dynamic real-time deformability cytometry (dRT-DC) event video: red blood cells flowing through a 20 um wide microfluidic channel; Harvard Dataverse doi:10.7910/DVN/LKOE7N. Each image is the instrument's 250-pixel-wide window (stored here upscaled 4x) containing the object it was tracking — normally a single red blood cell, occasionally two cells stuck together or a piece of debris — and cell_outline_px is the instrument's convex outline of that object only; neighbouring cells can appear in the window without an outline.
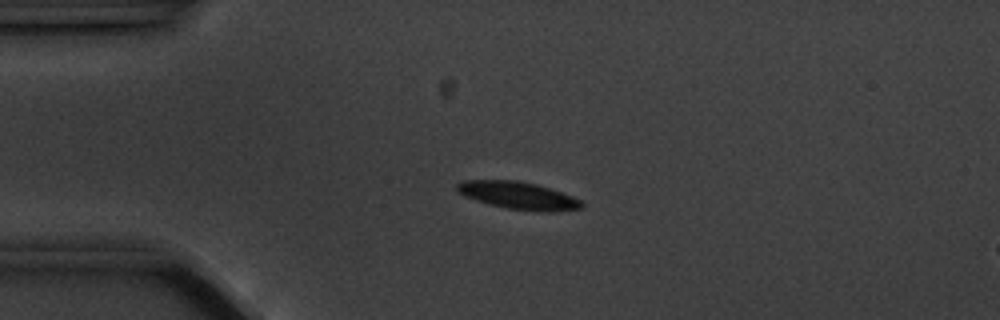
{"species": "common noctule bat (a hibernating species)", "species_latin": "Nyctalus noctula", "temperature_condition": "cold", "stored_images_in_passage": 57, "camera_frame_rate_fps": 3000, "um_per_image_px": 0.085, "animal": {"sex": "male", "body_mass_g": 20.1, "forearm_length_mm": 53.5}, "frame": {"image": 1, "passage_image": 13, "time_ms": 4.0, "image_size_px": [1000, 320], "cell_outline_px": [[584, 204], [580, 208], [552, 212], [536, 212], [508, 208], [476, 200], [464, 196], [456, 188], [456, 184], [464, 180], [516, 180], [536, 184], [572, 196], [580, 200]], "centroid_in_image_um": [44.05, 16.62], "position_along_channel_um": 40.9, "area_um2": 19.71}}
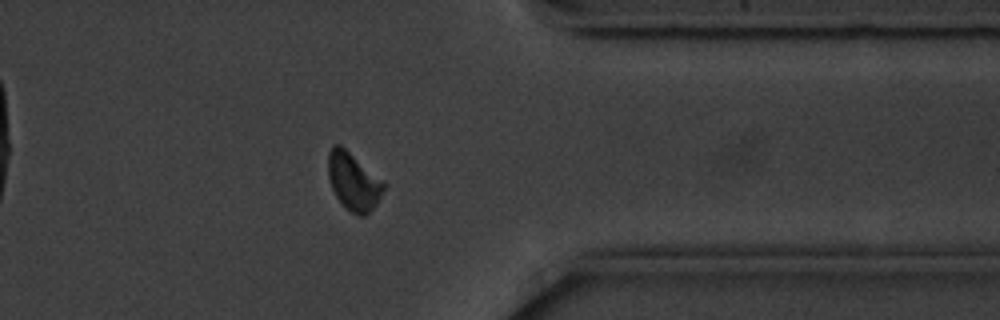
{"frame": {"image": 2, "passage_image": 45, "time_ms": 14.667, "image_size_px": [1000, 320], "cell_outline_px": [[388, 184], [376, 204], [364, 216], [360, 216], [344, 208], [336, 196], [332, 188], [328, 176], [328, 152], [332, 144], [340, 144]], "centroid_in_image_um": [30.04, 15.41], "position_along_channel_um": 381.4, "area_um2": 18.79}}
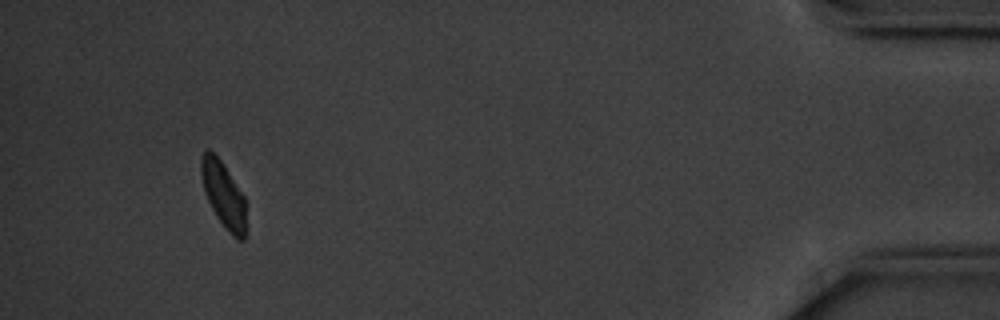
{"frame": {"image": 3, "passage_image": 53, "time_ms": 17.333, "image_size_px": [1000, 320], "cell_outline_px": [[244, 240], [236, 240], [228, 232], [216, 216], [208, 200], [204, 188], [200, 172], [200, 160], [204, 148], [208, 148], [220, 160], [244, 196]], "centroid_in_image_um": [18.96, 16.52], "position_along_channel_um": 416.2, "area_um2": 16.82}}